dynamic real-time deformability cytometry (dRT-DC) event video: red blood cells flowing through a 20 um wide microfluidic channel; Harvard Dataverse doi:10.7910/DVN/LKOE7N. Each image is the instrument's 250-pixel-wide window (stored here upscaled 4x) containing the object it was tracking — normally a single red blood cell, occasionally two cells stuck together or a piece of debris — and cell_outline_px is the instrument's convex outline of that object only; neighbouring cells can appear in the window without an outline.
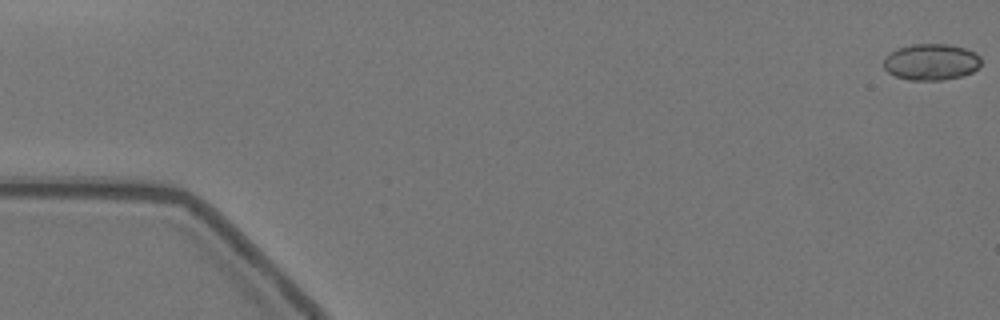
{"species": "Egyptian fruit bat (a non-hibernating species)", "species_latin": "Rousettus aegyptiacus", "temperature_condition": "warm", "stored_images_in_passage": 38, "camera_frame_rate_fps": 3000, "um_per_image_px": 0.085, "animal": {"sex": "female"}, "frame": {"image": 1, "passage_image": 1, "time_ms": 0.0, "image_size_px": [1000, 320], "cell_outline_px": [[980, 64], [972, 72], [964, 76], [944, 80], [908, 80], [896, 76], [888, 72], [884, 68], [884, 56], [900, 48], [912, 44], [948, 44], [964, 48], [980, 56]], "centroid_in_image_um": [79.14, 5.28], "position_along_channel_um": 5.9, "area_um2": 20.58}}
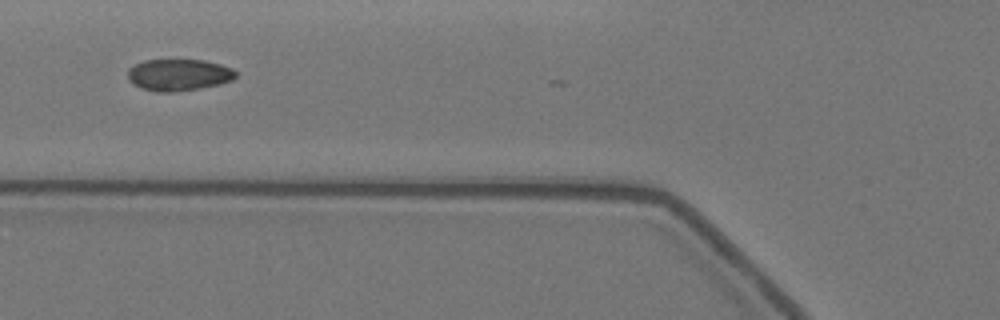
{"frame": {"image": 2, "passage_image": 22, "time_ms": 7.0, "image_size_px": [1000, 320], "cell_outline_px": [[236, 76], [232, 80], [220, 84], [200, 88], [172, 92], [156, 92], [140, 88], [128, 80], [128, 68], [144, 60], [204, 60], [220, 64], [232, 68], [236, 72]], "centroid_in_image_um": [15.18, 6.37], "position_along_channel_um": 110.6, "area_um2": 20.0}}
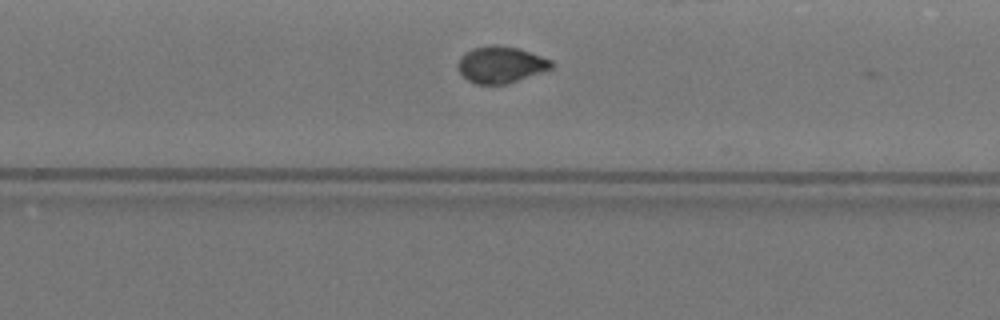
{"frame": {"image": 3, "passage_image": 37, "time_ms": 12.0, "image_size_px": [1000, 320], "cell_outline_px": [[552, 68], [548, 72], [508, 84], [476, 84], [468, 80], [460, 72], [456, 64], [460, 56], [464, 52], [472, 48], [492, 44], [496, 44], [520, 48], [552, 60]], "centroid_in_image_um": [42.6, 5.49], "position_along_channel_um": 287.2, "area_um2": 20.52}}